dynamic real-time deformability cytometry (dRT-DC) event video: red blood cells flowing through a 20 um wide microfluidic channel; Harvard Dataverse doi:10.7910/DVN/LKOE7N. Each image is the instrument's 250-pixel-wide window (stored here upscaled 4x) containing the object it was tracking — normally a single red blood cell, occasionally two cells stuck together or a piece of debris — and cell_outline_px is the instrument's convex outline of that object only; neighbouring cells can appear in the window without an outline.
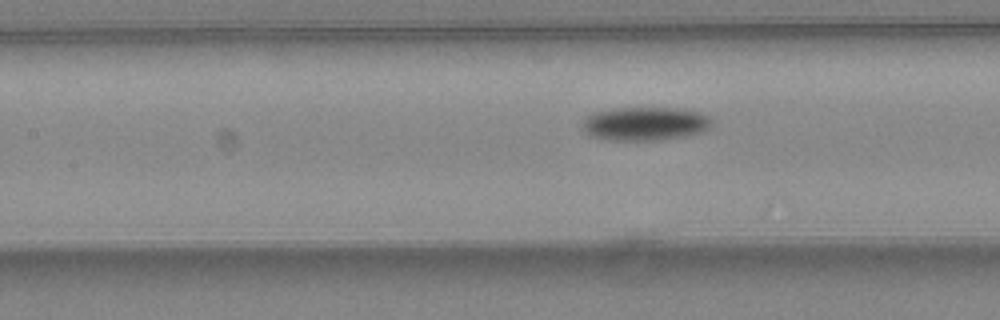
{"species": "common noctule bat (a hibernating species)", "species_latin": "Nyctalus noctula", "temperature_condition": "warm", "stored_images_in_passage": 6, "camera_frame_rate_fps": 3000, "um_per_image_px": 0.085, "animal": {"sex": "female", "body_mass_g": 24.6, "forearm_length_mm": 56.2}, "frame": {"image": 1, "passage_image": 6, "time_ms": 1.667, "image_size_px": [1000, 320], "cell_outline_px": [[712, 124], [708, 128], [700, 132], [684, 136], [660, 140], [612, 140], [592, 136], [584, 132], [580, 128], [584, 120], [588, 116], [596, 112], [616, 108], [676, 108], [700, 112], [708, 116]], "centroid_in_image_um": [54.81, 10.51], "position_along_channel_um": 152.6, "area_um2": 25.14}}